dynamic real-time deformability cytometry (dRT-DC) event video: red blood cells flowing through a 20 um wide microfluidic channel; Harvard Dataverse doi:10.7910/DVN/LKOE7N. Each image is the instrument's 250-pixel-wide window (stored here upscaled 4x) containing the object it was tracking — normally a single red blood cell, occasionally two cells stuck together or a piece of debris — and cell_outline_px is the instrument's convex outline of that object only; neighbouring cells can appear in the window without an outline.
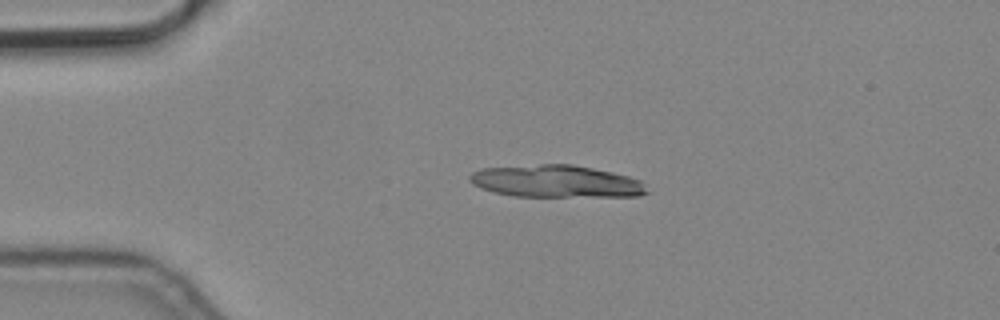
{"species": "common noctule bat (a hibernating species)", "species_latin": "Nyctalus noctula", "temperature_condition": "cold", "stored_images_in_passage": 2, "camera_frame_rate_fps": 3000, "um_per_image_px": 0.085, "animal": {"sex": "male", "body_mass_g": 19.2, "forearm_length_mm": 51.8}, "frame": {"image": 1, "passage_image": 1, "time_ms": 0.0, "image_size_px": [1000, 320], "cell_outline_px": [[652, 192], [640, 196], [512, 196], [480, 188], [472, 184], [468, 180], [468, 176], [472, 172], [480, 168], [540, 164], [572, 164], [612, 172], [628, 176], [640, 180]], "centroid_in_image_um": [47.27, 15.41], "position_along_channel_um": 37.7, "area_um2": 33.52}}